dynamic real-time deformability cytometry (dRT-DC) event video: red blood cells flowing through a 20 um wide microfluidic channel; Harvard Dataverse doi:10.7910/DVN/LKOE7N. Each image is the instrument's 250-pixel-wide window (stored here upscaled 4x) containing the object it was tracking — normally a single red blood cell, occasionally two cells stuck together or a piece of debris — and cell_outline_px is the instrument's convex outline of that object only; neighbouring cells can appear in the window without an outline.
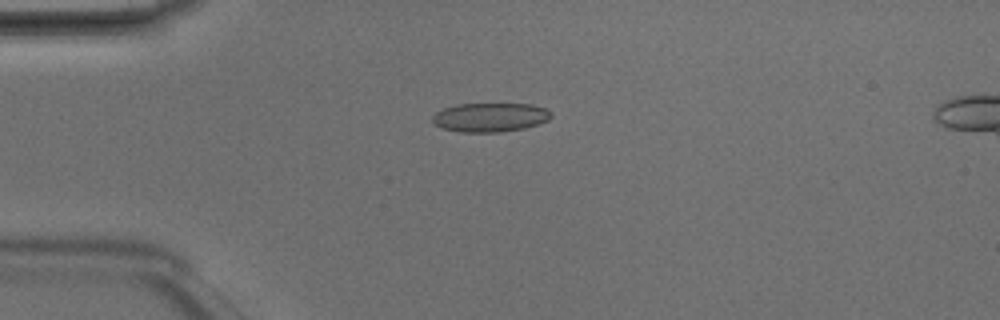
{"species": "Egyptian fruit bat (a non-hibernating species)", "species_latin": "Rousettus aegyptiacus", "temperature_condition": "room temperature", "stored_images_in_passage": 5, "camera_frame_rate_fps": 3000, "um_per_image_px": 0.085, "animal": {"sex": "male"}, "frame": {"image": 1, "passage_image": 4, "time_ms": 1.0, "image_size_px": [1000, 320], "cell_outline_px": [[552, 116], [548, 120], [524, 128], [500, 132], [460, 132], [440, 128], [432, 120], [432, 116], [436, 112], [444, 108], [456, 104], [532, 104], [544, 108], [552, 112]], "centroid_in_image_um": [41.64, 9.97], "position_along_channel_um": 43.4, "area_um2": 20.06}}